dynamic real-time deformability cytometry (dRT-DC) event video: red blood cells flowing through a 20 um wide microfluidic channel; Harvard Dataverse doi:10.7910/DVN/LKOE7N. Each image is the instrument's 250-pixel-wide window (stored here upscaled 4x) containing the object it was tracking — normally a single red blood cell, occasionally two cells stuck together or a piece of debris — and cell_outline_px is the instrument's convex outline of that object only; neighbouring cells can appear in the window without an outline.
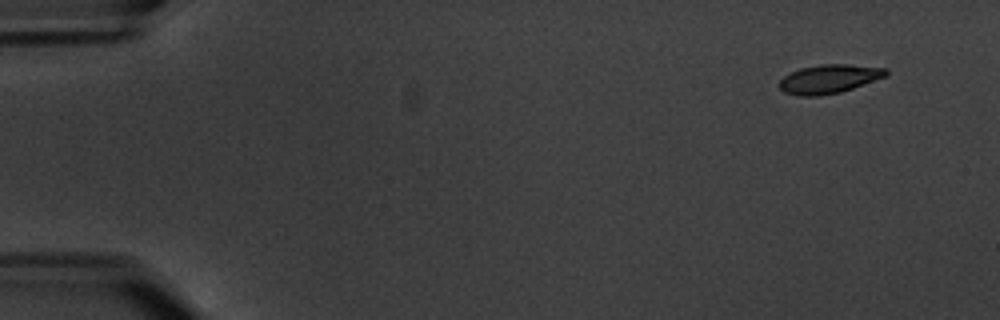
{"species": "common noctule bat (a hibernating species)", "species_latin": "Nyctalus noctula", "temperature_condition": "warm", "stored_images_in_passage": 5, "camera_frame_rate_fps": 3000, "um_per_image_px": 0.085, "animal": {"sex": "male", "body_mass_g": 20.1, "forearm_length_mm": 53.5}, "frame": {"image": 1, "passage_image": 1, "time_ms": 0.0, "image_size_px": [1000, 320], "cell_outline_px": [[888, 76], [840, 92], [816, 96], [800, 96], [784, 92], [780, 88], [780, 80], [784, 76], [800, 68], [820, 64], [844, 64], [888, 68]], "centroid_in_image_um": [70.49, 6.7], "position_along_channel_um": 14.5, "area_um2": 17.8}}
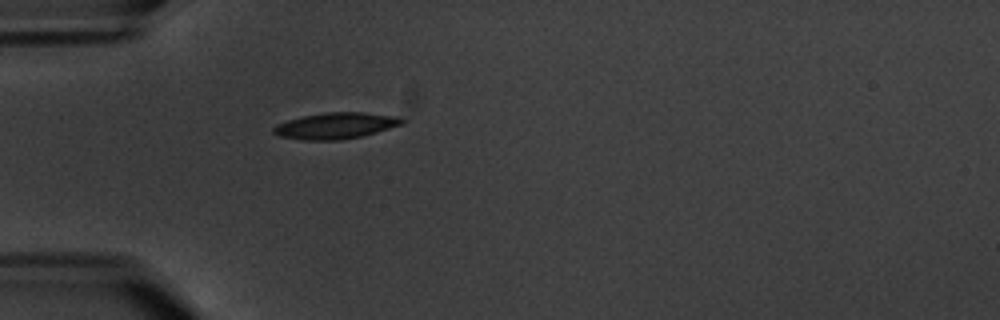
{"frame": {"image": 2, "passage_image": 5, "time_ms": 4.667, "image_size_px": [1000, 320], "cell_outline_px": [[408, 120], [404, 124], [376, 132], [360, 136], [340, 140], [300, 140], [280, 136], [272, 132], [272, 128], [276, 124], [288, 120], [304, 116], [328, 112], [364, 112], [400, 116]], "centroid_in_image_um": [28.58, 10.68], "position_along_channel_um": 56.4, "area_um2": 19.77}}